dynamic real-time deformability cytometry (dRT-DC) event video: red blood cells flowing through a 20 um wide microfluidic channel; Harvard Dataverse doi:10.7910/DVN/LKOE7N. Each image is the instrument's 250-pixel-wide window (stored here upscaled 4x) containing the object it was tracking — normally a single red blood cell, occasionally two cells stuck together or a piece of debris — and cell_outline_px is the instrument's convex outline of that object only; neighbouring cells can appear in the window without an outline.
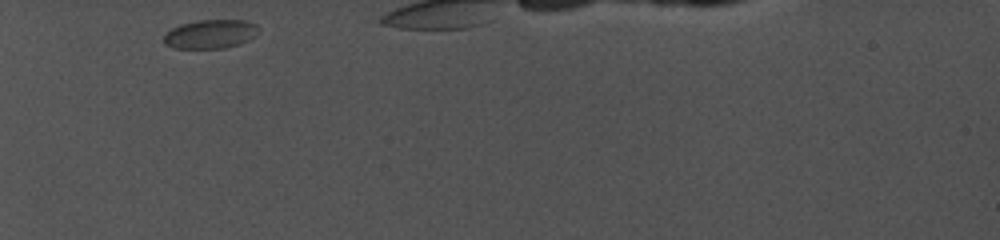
{"species": "common noctule bat (a hibernating species)", "species_latin": "Nyctalus noctula", "temperature_condition": "cold", "stored_images_in_passage": 40, "camera_frame_rate_fps": 5000, "um_per_image_px": 0.085, "animal": {"sex": "female", "body_mass_g": 19.0, "forearm_length_mm": 56.7}, "frame": {"image": 1, "passage_image": 1, "time_ms": 0.0, "image_size_px": [1000, 240], "cell_outline_px": [[260, 32], [256, 36], [240, 44], [224, 48], [172, 48], [164, 44], [164, 32], [180, 24], [196, 20], [244, 20], [256, 24], [260, 28]], "centroid_in_image_um": [17.9, 2.89], "position_along_channel_um": 67.1, "area_um2": 16.24}}
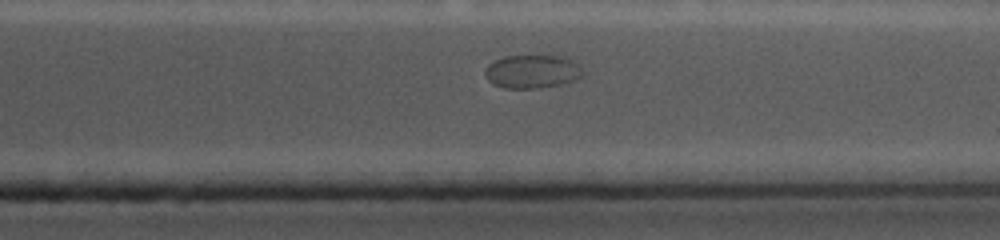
{"frame": {"image": 2, "passage_image": 32, "time_ms": 9.2, "image_size_px": [1000, 240], "cell_outline_px": [[584, 72], [576, 80], [536, 88], [504, 88], [492, 84], [484, 76], [484, 68], [488, 64], [504, 56], [564, 56], [580, 64]], "centroid_in_image_um": [45.21, 6.07], "position_along_channel_um": 366.2, "area_um2": 19.07}}
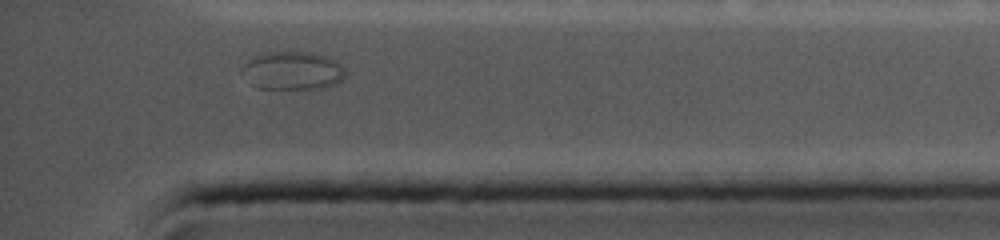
{"frame": {"image": 3, "passage_image": 37, "time_ms": 10.4, "image_size_px": [1000, 240], "cell_outline_px": [[344, 76], [340, 80], [332, 84], [320, 88], [256, 88], [240, 72], [244, 64], [248, 60], [256, 56], [268, 52], [312, 52], [328, 56], [336, 60], [344, 68]], "centroid_in_image_um": [24.85, 5.99], "position_along_channel_um": 410.3, "area_um2": 22.77}}